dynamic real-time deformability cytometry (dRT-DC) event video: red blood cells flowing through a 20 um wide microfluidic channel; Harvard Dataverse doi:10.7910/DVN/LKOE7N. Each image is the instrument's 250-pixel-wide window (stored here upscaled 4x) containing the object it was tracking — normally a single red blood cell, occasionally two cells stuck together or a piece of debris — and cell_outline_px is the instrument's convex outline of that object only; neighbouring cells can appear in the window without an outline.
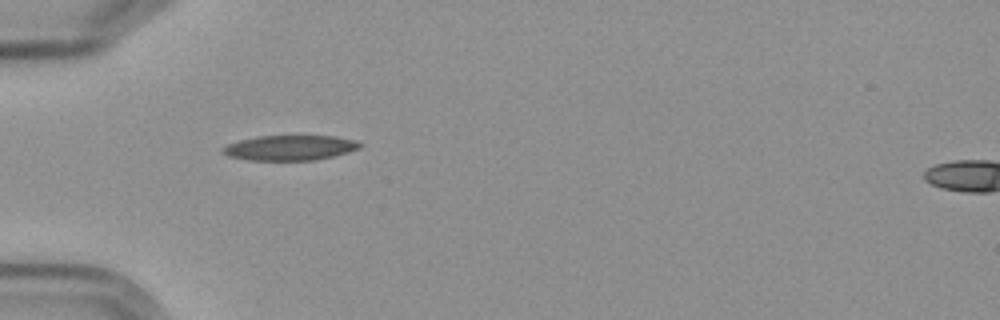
{"species": "Egyptian fruit bat (a non-hibernating species)", "species_latin": "Rousettus aegyptiacus", "temperature_condition": "cold", "stored_images_in_passage": 7, "camera_frame_rate_fps": 3000, "um_per_image_px": 0.085, "frame": {"image": 1, "passage_image": 1, "time_ms": 0.0, "image_size_px": [1000, 320], "cell_outline_px": [[364, 144], [360, 148], [348, 152], [332, 156], [312, 160], [252, 160], [228, 156], [220, 148], [228, 144], [240, 140], [256, 136], [336, 136], [356, 140]], "centroid_in_image_um": [24.67, 12.55], "position_along_channel_um": 60.3, "area_um2": 19.94}}
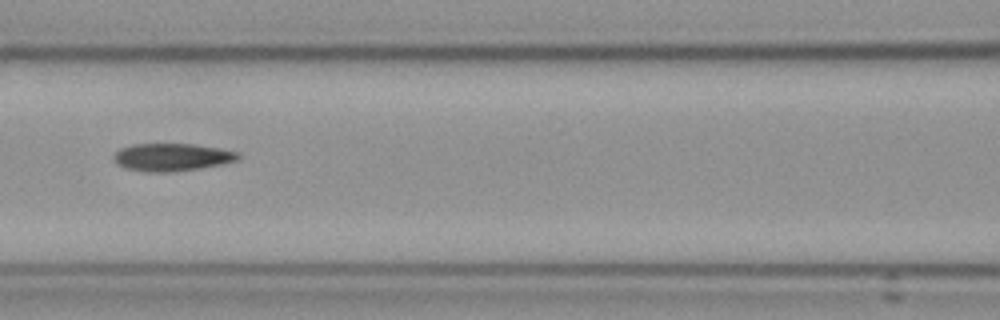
{"frame": {"image": 2, "passage_image": 3, "time_ms": 2.667, "image_size_px": [1000, 320], "cell_outline_px": [[240, 160], [200, 168], [168, 172], [144, 172], [124, 168], [116, 164], [112, 160], [112, 156], [120, 148], [132, 144], [192, 144], [240, 152]], "centroid_in_image_um": [14.56, 13.36], "position_along_channel_um": 152.0, "area_um2": 20.17}}
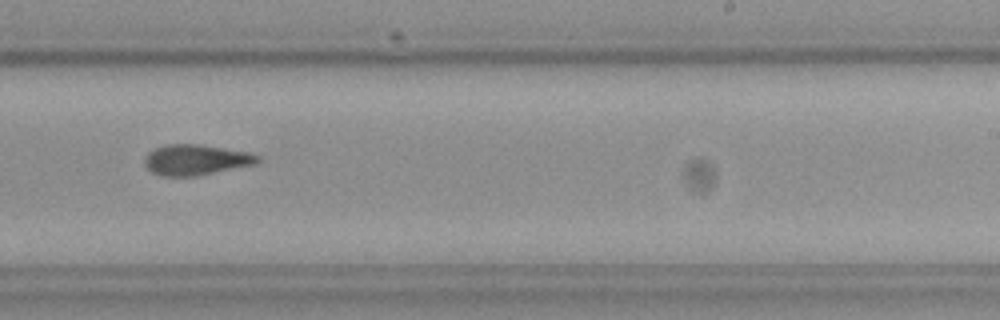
{"frame": {"image": 3, "passage_image": 6, "time_ms": 6.0, "image_size_px": [1000, 320], "cell_outline_px": [[260, 160], [256, 164], [196, 176], [164, 176], [152, 172], [144, 164], [144, 156], [148, 152], [164, 144], [200, 144], [248, 152], [260, 156]], "centroid_in_image_um": [16.64, 13.58], "position_along_channel_um": 272.4, "area_um2": 20.17}}